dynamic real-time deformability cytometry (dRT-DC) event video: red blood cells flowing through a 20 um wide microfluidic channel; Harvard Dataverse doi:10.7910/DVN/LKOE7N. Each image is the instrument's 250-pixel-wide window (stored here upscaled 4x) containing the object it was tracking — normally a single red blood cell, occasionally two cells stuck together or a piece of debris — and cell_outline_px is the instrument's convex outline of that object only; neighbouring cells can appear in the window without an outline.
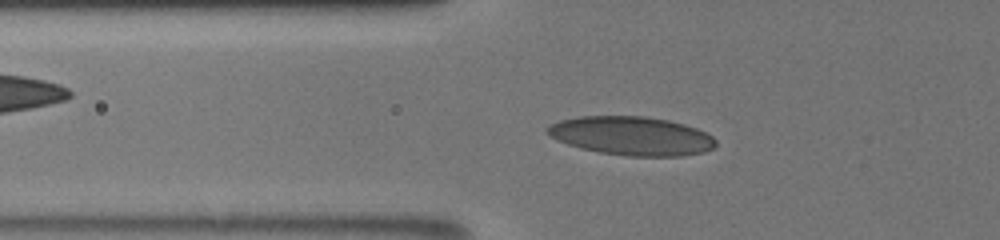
{"species": "human", "species_latin": "Homo sapiens", "temperature_condition": "room temperature", "stored_images_in_passage": 11, "camera_frame_rate_fps": 3000, "um_per_image_px": 0.085, "donor": {"sex": "male"}, "frame": {"image": 1, "passage_image": 10, "time_ms": 5.0, "image_size_px": [1000, 240], "cell_outline_px": [[716, 144], [712, 148], [704, 152], [680, 156], [628, 156], [600, 152], [580, 148], [556, 140], [544, 132], [548, 124], [560, 120], [580, 116], [644, 116], [668, 120], [684, 124], [696, 128], [712, 136], [716, 140]], "centroid_in_image_um": [53.64, 11.54], "position_along_channel_um": 72.2, "area_um2": 38.09}}